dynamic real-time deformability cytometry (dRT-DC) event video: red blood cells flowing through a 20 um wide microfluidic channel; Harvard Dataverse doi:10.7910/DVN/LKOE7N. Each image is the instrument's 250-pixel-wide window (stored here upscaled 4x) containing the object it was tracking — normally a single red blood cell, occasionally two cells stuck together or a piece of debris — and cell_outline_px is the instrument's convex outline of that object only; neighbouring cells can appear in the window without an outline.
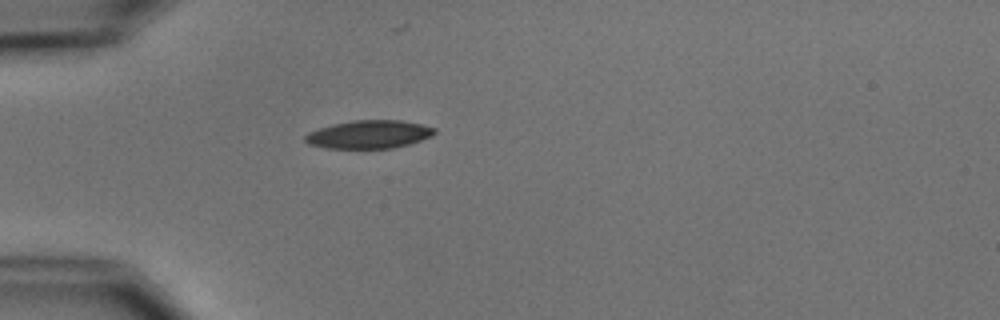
{"species": "common noctule bat (a hibernating species)", "species_latin": "Nyctalus noctula", "temperature_condition": "cold", "stored_images_in_passage": 1, "camera_frame_rate_fps": 3000, "um_per_image_px": 0.085, "animal": {"sex": "male", "body_mass_g": 15.6}, "frame": {"image": 1, "passage_image": 1, "time_ms": 0.0, "image_size_px": [1000, 320], "cell_outline_px": [[436, 132], [432, 136], [408, 144], [392, 148], [328, 148], [308, 144], [304, 140], [304, 136], [308, 132], [332, 124], [352, 120], [400, 120], [420, 124], [436, 128]], "centroid_in_image_um": [31.35, 11.42], "position_along_channel_um": 53.6, "area_um2": 21.15}}